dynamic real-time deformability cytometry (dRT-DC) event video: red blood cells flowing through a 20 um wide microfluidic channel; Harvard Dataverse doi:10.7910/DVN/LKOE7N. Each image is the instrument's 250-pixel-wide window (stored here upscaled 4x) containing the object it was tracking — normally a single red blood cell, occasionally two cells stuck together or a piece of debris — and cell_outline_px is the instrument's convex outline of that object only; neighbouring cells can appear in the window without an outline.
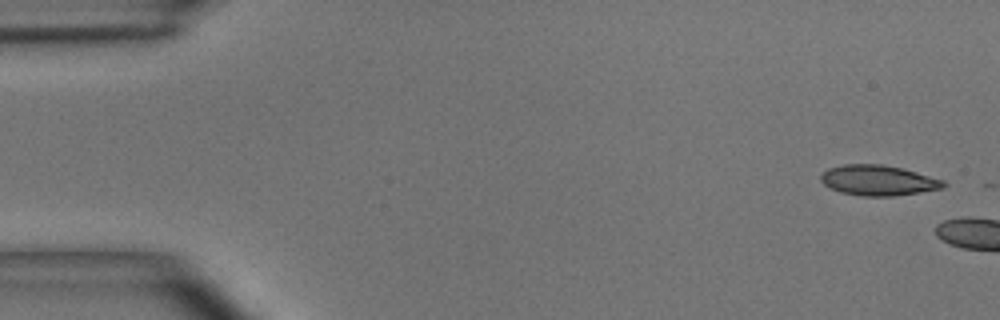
{"species": "common noctule bat (a hibernating species)", "species_latin": "Nyctalus noctula", "temperature_condition": "room temperature", "stored_images_in_passage": 2, "camera_frame_rate_fps": 3000, "um_per_image_px": 0.085, "animal": {"sex": "male", "body_mass_g": 15.6}, "frame": {"image": 1, "passage_image": 1, "time_ms": 0.0, "image_size_px": [1000, 320], "cell_outline_px": [[948, 184], [944, 188], [896, 196], [860, 196], [840, 192], [824, 184], [820, 180], [820, 176], [828, 168], [844, 164], [880, 164], [904, 168], [944, 180]], "centroid_in_image_um": [74.68, 15.33], "position_along_channel_um": 10.3, "area_um2": 21.85}}